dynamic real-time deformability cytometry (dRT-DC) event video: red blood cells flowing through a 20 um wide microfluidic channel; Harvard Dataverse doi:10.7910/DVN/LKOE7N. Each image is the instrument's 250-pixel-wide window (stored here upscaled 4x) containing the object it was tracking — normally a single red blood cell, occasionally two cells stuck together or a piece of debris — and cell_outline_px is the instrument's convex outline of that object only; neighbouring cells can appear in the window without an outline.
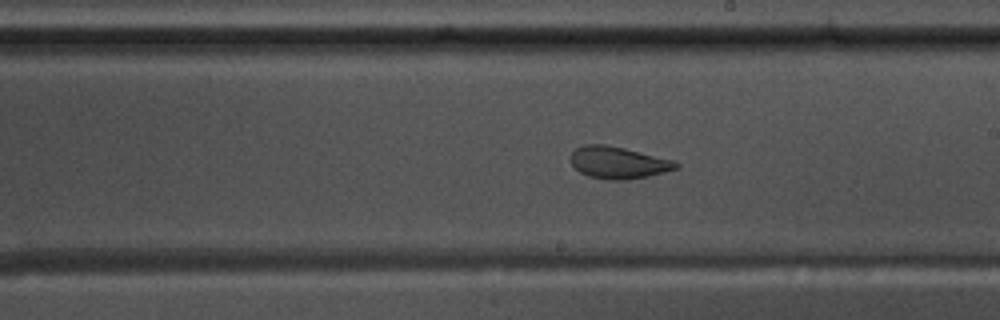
{"species": "common noctule bat (a hibernating species)", "species_latin": "Nyctalus noctula", "temperature_condition": "warm", "stored_images_in_passage": 54, "camera_frame_rate_fps": 3000, "um_per_image_px": 0.085, "animal": {"sex": "male", "body_mass_g": 17.5, "forearm_length_mm": 52.3}, "frame": {"image": 1, "passage_image": 33, "time_ms": 10.667, "image_size_px": [1000, 320], "cell_outline_px": [[680, 168], [648, 176], [628, 180], [608, 180], [588, 176], [580, 172], [572, 164], [572, 152], [576, 148], [584, 144], [604, 144], [624, 148], [672, 160], [680, 164]], "centroid_in_image_um": [52.56, 13.83], "position_along_channel_um": 236.4, "area_um2": 19.54}}
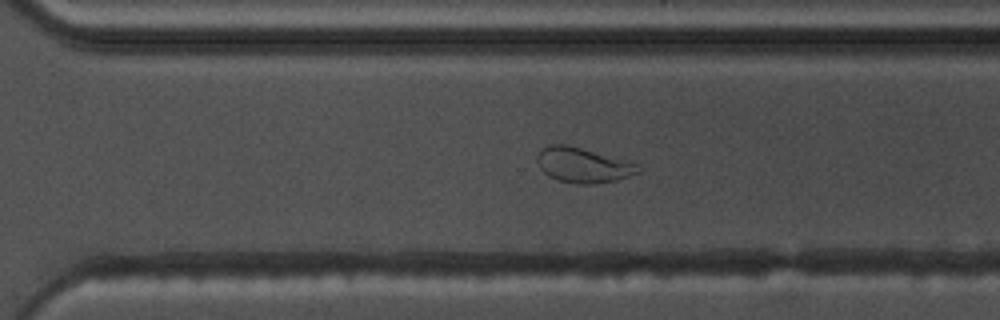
{"frame": {"image": 2, "passage_image": 40, "time_ms": 13.0, "image_size_px": [1000, 320], "cell_outline_px": [[640, 172], [616, 180], [596, 184], [580, 184], [560, 180], [548, 176], [540, 168], [536, 160], [536, 156], [540, 148], [548, 144], [568, 144], [640, 164]], "centroid_in_image_um": [49.53, 14.02], "position_along_channel_um": 321.1, "area_um2": 20.75}}
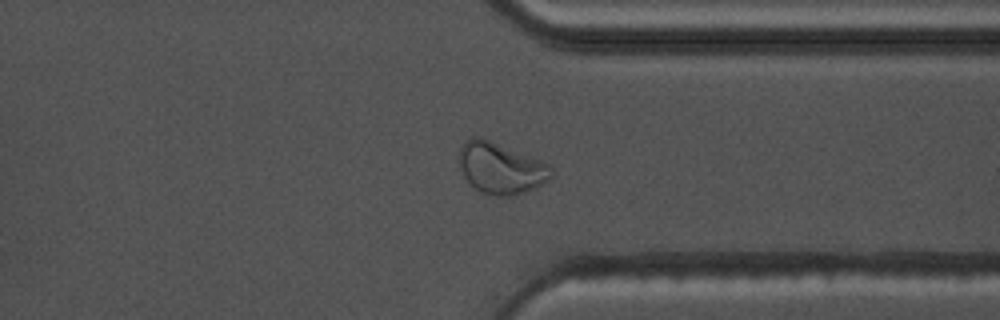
{"frame": {"image": 3, "passage_image": 44, "time_ms": 14.333, "image_size_px": [1000, 320], "cell_outline_px": [[552, 176], [548, 180], [524, 192], [512, 196], [496, 196], [480, 192], [464, 176], [460, 168], [460, 148], [464, 140], [472, 136], [480, 136], [540, 160], [548, 164], [552, 168]], "centroid_in_image_um": [42.54, 14.28], "position_along_channel_um": 368.9, "area_um2": 27.22}}